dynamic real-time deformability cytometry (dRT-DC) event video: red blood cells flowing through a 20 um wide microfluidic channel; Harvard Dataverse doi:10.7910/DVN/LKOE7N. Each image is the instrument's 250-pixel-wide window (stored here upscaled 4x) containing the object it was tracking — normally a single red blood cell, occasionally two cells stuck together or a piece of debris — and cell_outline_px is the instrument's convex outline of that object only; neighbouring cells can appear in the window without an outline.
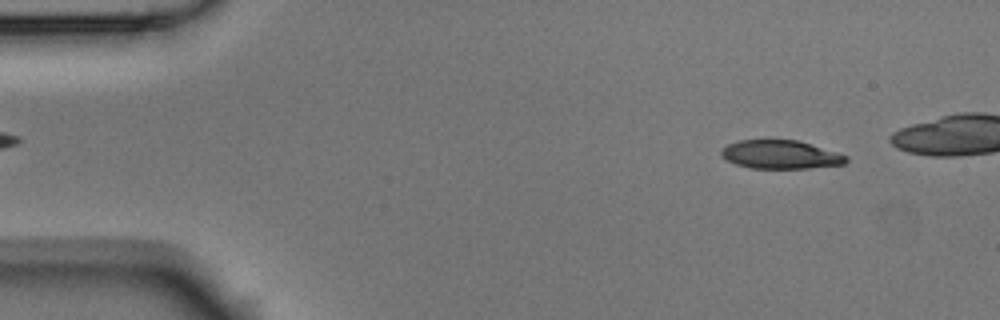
{"species": "Egyptian fruit bat (a non-hibernating species)", "species_latin": "Rousettus aegyptiacus", "temperature_condition": "room temperature", "stored_images_in_passage": 6, "camera_frame_rate_fps": 3000, "um_per_image_px": 0.085, "animal": {"sex": "male"}, "frame": {"image": 1, "passage_image": 2, "time_ms": 0.333, "image_size_px": [1000, 320], "cell_outline_px": [[848, 160], [844, 164], [808, 168], [752, 168], [736, 164], [720, 156], [720, 152], [728, 144], [740, 140], [800, 140], [848, 156]], "centroid_in_image_um": [66.36, 13.13], "position_along_channel_um": 18.6, "area_um2": 20.63}}